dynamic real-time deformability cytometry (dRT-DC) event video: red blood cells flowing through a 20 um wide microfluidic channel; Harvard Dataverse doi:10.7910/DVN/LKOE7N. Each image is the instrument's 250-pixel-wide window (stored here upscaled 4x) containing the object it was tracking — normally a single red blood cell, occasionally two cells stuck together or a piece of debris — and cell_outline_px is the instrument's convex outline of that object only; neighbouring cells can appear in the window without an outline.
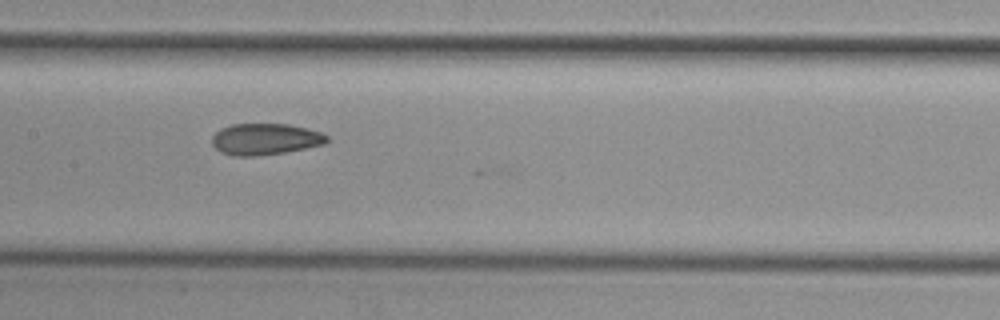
{"species": "common noctule bat (a hibernating species)", "species_latin": "Nyctalus noctula", "temperature_condition": "cold", "stored_images_in_passage": 35, "camera_frame_rate_fps": 3000, "um_per_image_px": 0.085, "animal": {"sex": "female", "body_mass_g": 29.2, "forearm_length_mm": 56.3}, "frame": {"image": 1, "passage_image": 31, "time_ms": 10.0, "image_size_px": [1000, 320], "cell_outline_px": [[328, 140], [324, 144], [284, 152], [256, 156], [232, 156], [220, 152], [212, 144], [212, 136], [220, 128], [232, 124], [288, 124], [320, 132], [328, 136]], "centroid_in_image_um": [22.49, 11.83], "position_along_channel_um": 184.9, "area_um2": 20.92}}
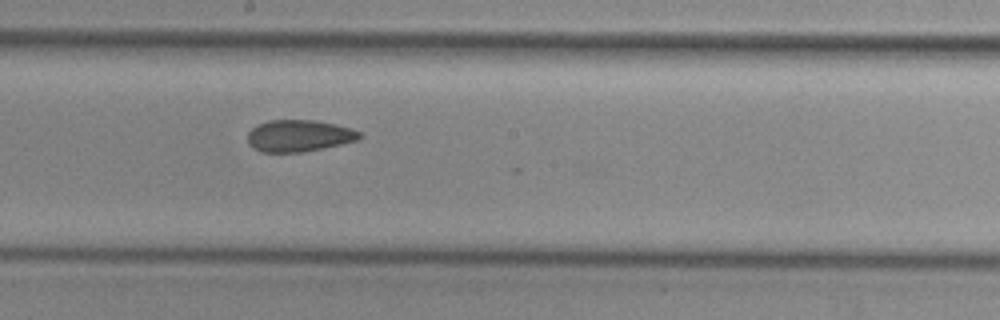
{"frame": {"image": 2, "passage_image": 34, "time_ms": 11.0, "image_size_px": [1000, 320], "cell_outline_px": [[364, 136], [356, 140], [340, 144], [300, 152], [260, 152], [252, 148], [248, 144], [248, 132], [256, 124], [268, 120], [316, 120], [352, 128], [360, 132]], "centroid_in_image_um": [25.37, 11.53], "position_along_channel_um": 222.8, "area_um2": 20.75}}